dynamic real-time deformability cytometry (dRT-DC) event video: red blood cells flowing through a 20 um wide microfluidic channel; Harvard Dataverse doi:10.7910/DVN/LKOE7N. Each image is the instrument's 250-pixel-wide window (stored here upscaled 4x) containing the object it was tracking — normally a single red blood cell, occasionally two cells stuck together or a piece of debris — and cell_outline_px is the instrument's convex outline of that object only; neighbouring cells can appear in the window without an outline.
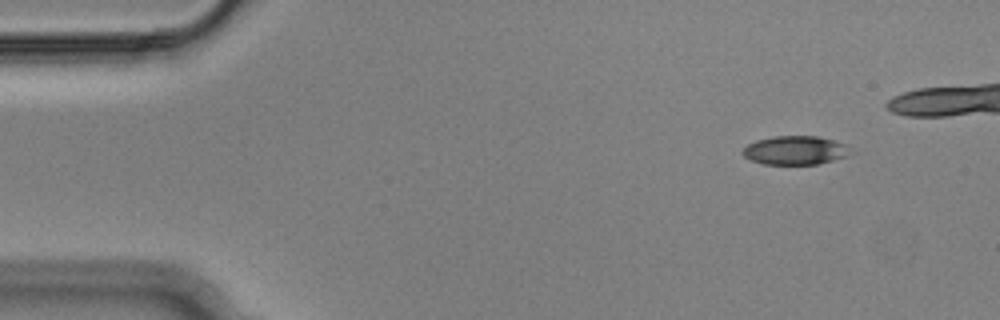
{"species": "Egyptian fruit bat (a non-hibernating species)", "species_latin": "Rousettus aegyptiacus", "temperature_condition": "cold", "stored_images_in_passage": 5, "camera_frame_rate_fps": 3000, "um_per_image_px": 0.085, "animal": {"sex": "male"}, "frame": {"image": 1, "passage_image": 1, "time_ms": 0.0, "image_size_px": [1000, 320], "cell_outline_px": [[848, 144], [844, 156], [832, 160], [816, 164], [764, 164], [752, 160], [744, 156], [740, 152], [748, 144], [756, 140], [772, 136], [816, 136]], "centroid_in_image_um": [67.5, 12.76], "position_along_channel_um": 17.5, "area_um2": 17.69}}